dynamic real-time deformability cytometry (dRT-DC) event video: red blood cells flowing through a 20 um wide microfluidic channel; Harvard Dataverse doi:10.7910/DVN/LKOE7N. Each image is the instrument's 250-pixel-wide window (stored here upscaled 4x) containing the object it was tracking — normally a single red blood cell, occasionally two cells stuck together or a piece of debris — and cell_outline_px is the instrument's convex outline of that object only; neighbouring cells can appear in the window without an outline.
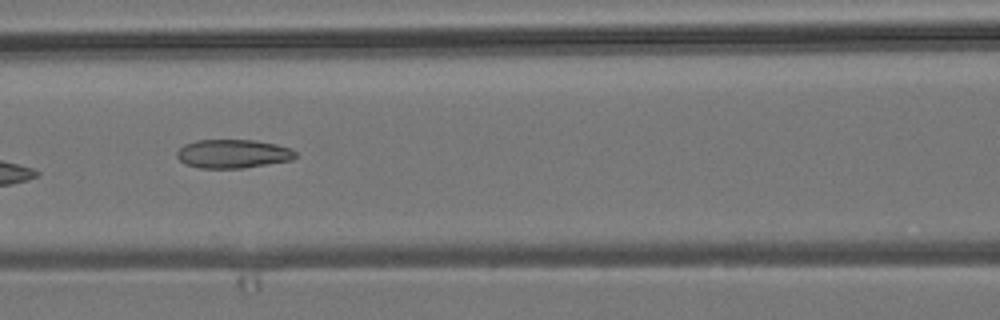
{"species": "common noctule bat (a hibernating species)", "species_latin": "Nyctalus noctula", "temperature_condition": "room temperature", "stored_images_in_passage": 9, "camera_frame_rate_fps": 3000, "um_per_image_px": 0.085, "animal": {"sex": "male", "body_mass_g": 19.2, "forearm_length_mm": 51.8}, "frame": {"image": 1, "passage_image": 6, "time_ms": 7.667, "image_size_px": [1000, 320], "cell_outline_px": [[296, 156], [292, 160], [244, 168], [200, 168], [184, 164], [176, 156], [176, 152], [184, 144], [196, 140], [256, 140], [276, 144], [292, 148], [296, 152]], "centroid_in_image_um": [19.8, 13.07], "position_along_channel_um": 146.8, "area_um2": 20.0}}
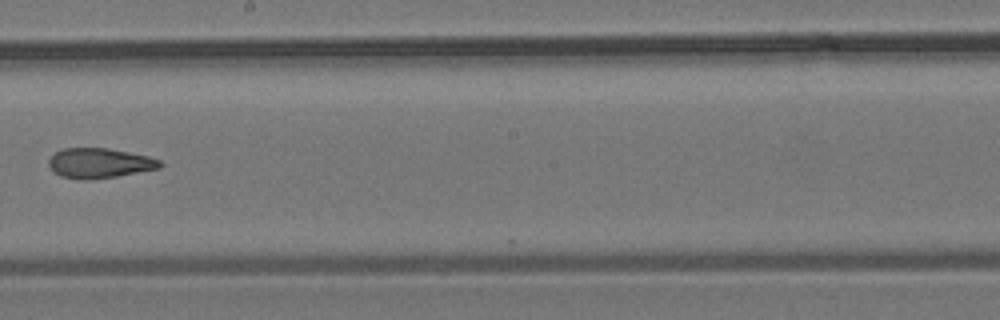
{"frame": {"image": 2, "passage_image": 8, "time_ms": 10.0, "image_size_px": [1000, 320], "cell_outline_px": [[164, 164], [160, 168], [116, 176], [88, 180], [76, 180], [60, 176], [48, 164], [48, 160], [56, 152], [64, 148], [108, 148], [148, 156], [160, 160]], "centroid_in_image_um": [8.46, 13.87], "position_along_channel_um": 239.7, "area_um2": 19.36}}
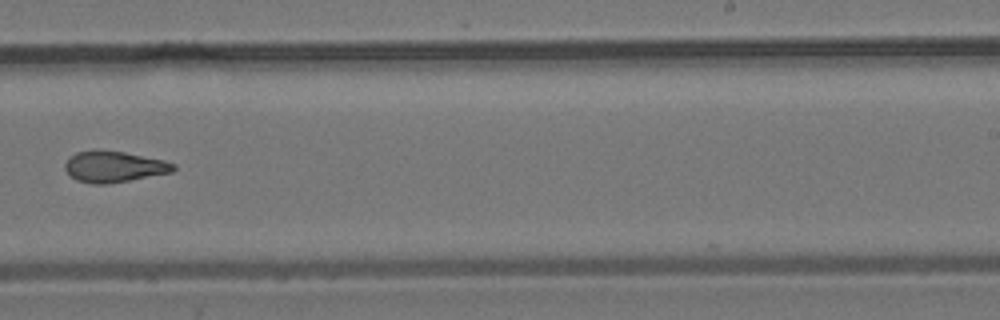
{"frame": {"image": 3, "passage_image": 9, "time_ms": 11.0, "image_size_px": [1000, 320], "cell_outline_px": [[176, 168], [172, 172], [128, 180], [104, 184], [92, 184], [76, 180], [64, 168], [64, 164], [68, 156], [76, 152], [92, 148], [100, 148], [124, 152], [164, 160], [176, 164]], "centroid_in_image_um": [9.64, 14.13], "position_along_channel_um": 279.4, "area_um2": 19.94}}